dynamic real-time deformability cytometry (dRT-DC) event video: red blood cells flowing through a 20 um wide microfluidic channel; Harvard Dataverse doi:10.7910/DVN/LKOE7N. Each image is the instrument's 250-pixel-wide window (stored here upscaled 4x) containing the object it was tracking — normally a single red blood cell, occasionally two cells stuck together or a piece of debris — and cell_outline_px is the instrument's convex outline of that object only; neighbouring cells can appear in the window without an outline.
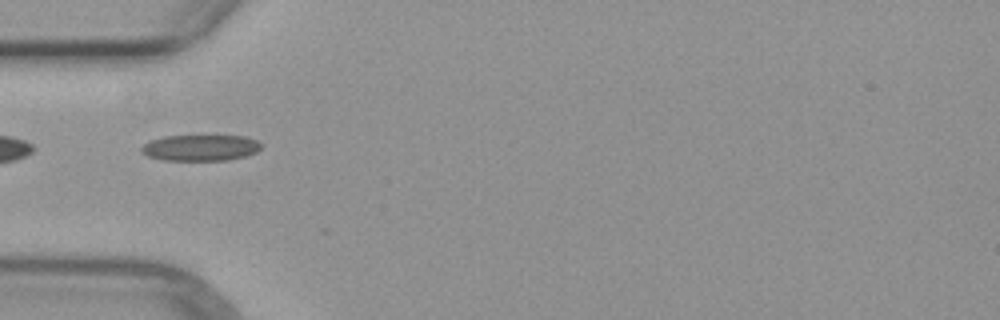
{"species": "common noctule bat (a hibernating species)", "species_latin": "Nyctalus noctula", "temperature_condition": "warm", "stored_images_in_passage": 2, "camera_frame_rate_fps": 3000, "um_per_image_px": 0.085, "animal": {"sex": "female", "body_mass_g": 29.2, "forearm_length_mm": 56.3}, "frame": {"image": 1, "passage_image": 2, "time_ms": 1.0, "image_size_px": [1000, 320], "cell_outline_px": [[260, 148], [256, 152], [244, 156], [228, 160], [164, 160], [148, 156], [140, 152], [140, 148], [148, 140], [164, 136], [244, 136], [256, 140], [260, 144]], "centroid_in_image_um": [16.98, 12.56], "position_along_channel_um": 68.0, "area_um2": 18.15}}